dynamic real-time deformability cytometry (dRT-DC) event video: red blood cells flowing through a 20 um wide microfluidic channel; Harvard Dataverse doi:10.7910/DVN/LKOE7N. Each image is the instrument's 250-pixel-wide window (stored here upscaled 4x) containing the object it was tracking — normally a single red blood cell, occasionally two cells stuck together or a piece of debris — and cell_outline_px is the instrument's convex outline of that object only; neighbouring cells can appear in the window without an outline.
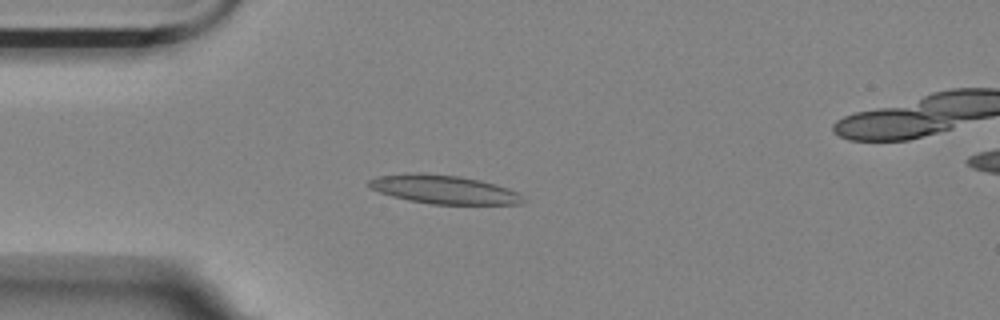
{"species": "Egyptian fruit bat (a non-hibernating species)", "species_latin": "Rousettus aegyptiacus", "temperature_condition": "room temperature", "stored_images_in_passage": 46, "camera_frame_rate_fps": 3000, "um_per_image_px": 0.085, "animal": {"sex": "female"}, "frame": {"image": 1, "passage_image": 3, "time_ms": 0.667, "image_size_px": [1000, 320], "cell_outline_px": [[524, 200], [520, 204], [432, 204], [408, 200], [392, 196], [368, 188], [368, 180], [376, 176], [408, 172], [424, 172], [460, 176], [480, 180], [496, 184], [508, 188], [516, 192]], "centroid_in_image_um": [37.65, 16.08], "position_along_channel_um": 47.4, "area_um2": 25.89}}
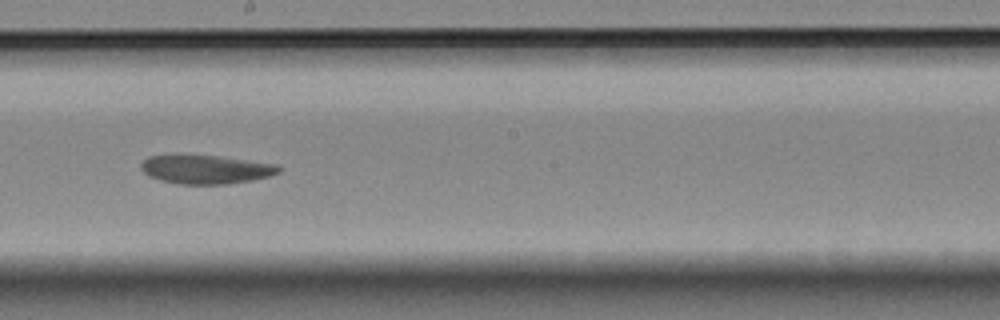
{"frame": {"image": 2, "passage_image": 20, "time_ms": 6.333, "image_size_px": [1000, 320], "cell_outline_px": [[280, 172], [268, 176], [252, 180], [228, 184], [176, 184], [160, 180], [148, 176], [140, 168], [140, 164], [148, 156], [176, 152], [220, 156], [276, 164], [280, 168]], "centroid_in_image_um": [17.4, 14.36], "position_along_channel_um": 230.8, "area_um2": 23.87}}
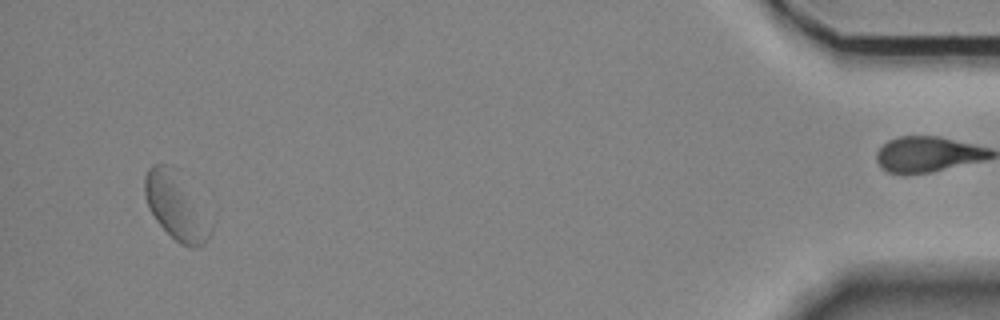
{"frame": {"image": 3, "passage_image": 43, "time_ms": 14.0, "image_size_px": [1000, 320], "cell_outline_px": [[208, 240], [204, 244], [196, 248], [192, 248], [180, 244], [156, 220], [148, 208], [144, 196], [144, 176], [148, 168], [152, 164], [168, 164], [208, 236]], "centroid_in_image_um": [14.66, 17.57], "position_along_channel_um": 420.5, "area_um2": 21.62}, "authors_computed_cell_mechanics": {"area_um2": 24.1026, "velocity_mm_per_s": 3.4699, "shape_relaxation_time_tau1_ms": null, "shape_relaxation_time_tau2_ms": 5.4281, "deformation_change_tau1": null, "deformation_change_tau2": 0.0828}}